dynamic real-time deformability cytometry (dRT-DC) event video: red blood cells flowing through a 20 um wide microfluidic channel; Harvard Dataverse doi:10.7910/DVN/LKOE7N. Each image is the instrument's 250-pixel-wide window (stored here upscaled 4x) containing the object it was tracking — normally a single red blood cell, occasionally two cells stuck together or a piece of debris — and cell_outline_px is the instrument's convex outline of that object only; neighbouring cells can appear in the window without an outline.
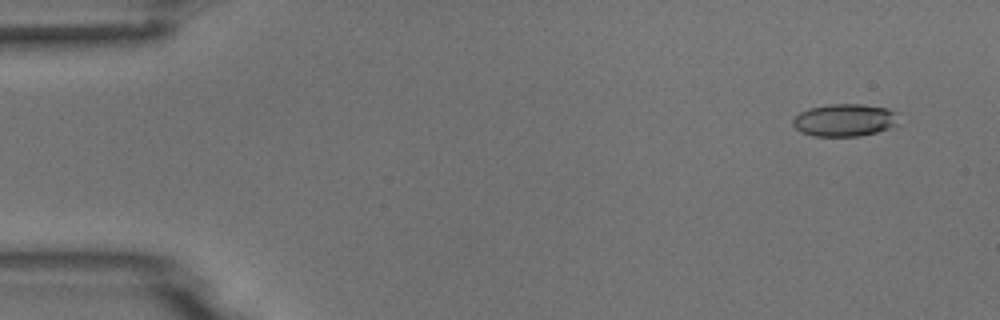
{"species": "common noctule bat (a hibernating species)", "species_latin": "Nyctalus noctula", "temperature_condition": "room temperature", "stored_images_in_passage": 9, "camera_frame_rate_fps": 3000, "um_per_image_px": 0.085, "animal": {"sex": "male", "body_mass_g": 18.8}, "frame": {"image": 1, "passage_image": 1, "time_ms": 0.0, "image_size_px": [1000, 320], "cell_outline_px": [[900, 112], [896, 124], [888, 128], [876, 132], [860, 136], [816, 136], [800, 132], [792, 124], [792, 120], [800, 112], [808, 108], [832, 104], [860, 104], [888, 108]], "centroid_in_image_um": [71.81, 10.2], "position_along_channel_um": 13.2, "area_um2": 20.11}}
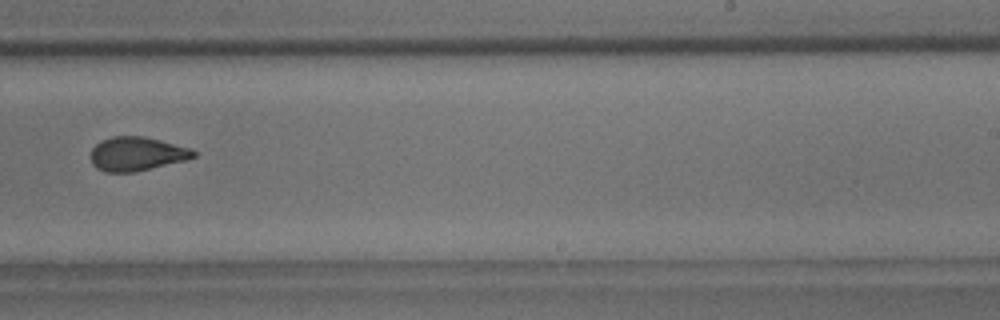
{"frame": {"image": 2, "passage_image": 9, "time_ms": 10.0, "image_size_px": [1000, 320], "cell_outline_px": [[196, 156], [184, 160], [136, 172], [104, 172], [96, 168], [92, 164], [92, 148], [100, 140], [112, 136], [140, 136], [160, 140], [192, 148], [196, 152]], "centroid_in_image_um": [11.61, 13.08], "position_along_channel_um": 277.4, "area_um2": 20.29}}